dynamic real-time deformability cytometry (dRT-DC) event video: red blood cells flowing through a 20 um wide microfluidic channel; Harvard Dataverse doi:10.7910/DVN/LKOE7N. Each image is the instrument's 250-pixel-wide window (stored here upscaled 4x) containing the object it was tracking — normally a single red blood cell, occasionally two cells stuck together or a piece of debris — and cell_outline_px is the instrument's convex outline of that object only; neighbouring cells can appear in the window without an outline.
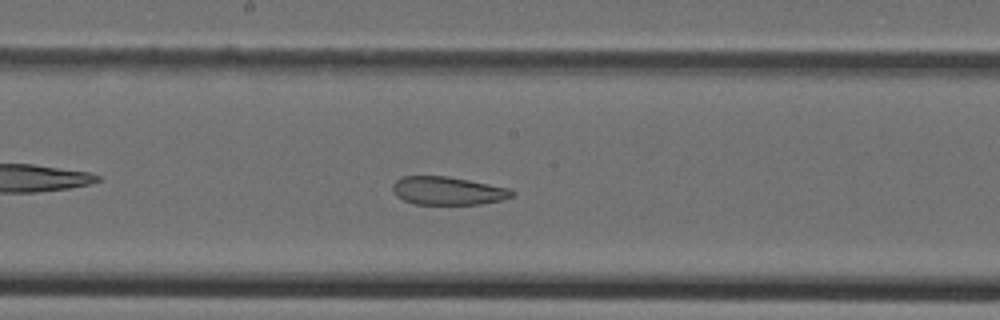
{"species": "Egyptian fruit bat (a non-hibernating species)", "species_latin": "Rousettus aegyptiacus", "temperature_condition": "cold", "stored_images_in_passage": 37, "camera_frame_rate_fps": 3000, "um_per_image_px": 0.085, "animal": {"sex": "female"}, "frame": {"image": 1, "passage_image": 14, "time_ms": 4.333, "image_size_px": [1000, 320], "cell_outline_px": [[516, 192], [512, 196], [504, 200], [480, 204], [416, 204], [404, 200], [396, 196], [392, 188], [392, 184], [396, 180], [404, 176], [448, 176], [512, 188]], "centroid_in_image_um": [38.11, 16.21], "position_along_channel_um": 210.1, "area_um2": 19.77}}
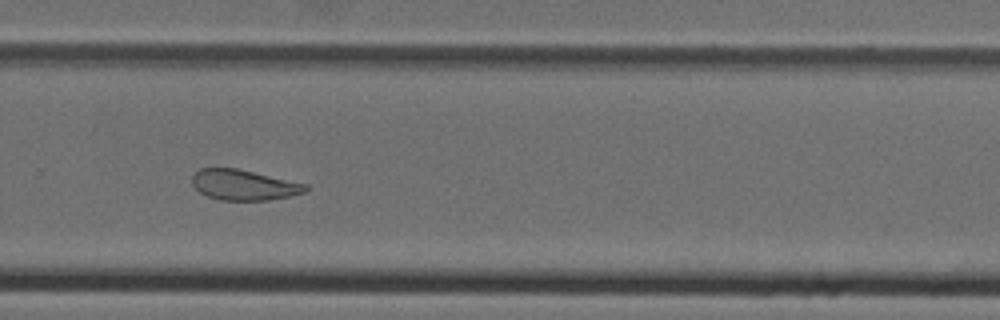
{"frame": {"image": 2, "passage_image": 21, "time_ms": 6.667, "image_size_px": [1000, 320], "cell_outline_px": [[308, 188], [304, 192], [288, 196], [268, 200], [220, 200], [208, 196], [200, 192], [192, 184], [192, 176], [200, 168], [236, 168], [308, 184]], "centroid_in_image_um": [20.71, 15.71], "position_along_channel_um": 309.1, "area_um2": 19.94}}
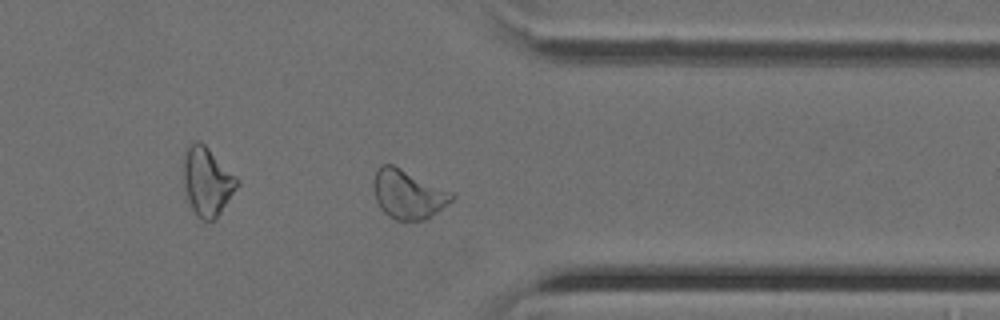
{"frame": {"image": 3, "passage_image": 26, "time_ms": 8.333, "image_size_px": [1000, 320], "cell_outline_px": [[456, 196], [448, 204], [424, 220], [396, 220], [388, 216], [380, 208], [376, 200], [376, 172], [380, 164], [392, 164], [456, 192]], "centroid_in_image_um": [34.76, 16.51], "position_along_channel_um": 376.6, "area_um2": 22.2}}